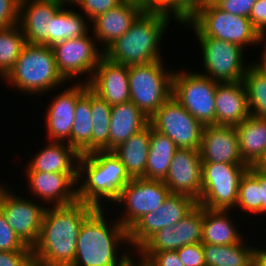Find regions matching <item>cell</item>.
Segmentation results:
<instances>
[{
	"label": "cell",
	"instance_id": "obj_34",
	"mask_svg": "<svg viewBox=\"0 0 266 266\" xmlns=\"http://www.w3.org/2000/svg\"><path fill=\"white\" fill-rule=\"evenodd\" d=\"M92 114V152L109 151V133L112 106L90 90Z\"/></svg>",
	"mask_w": 266,
	"mask_h": 266
},
{
	"label": "cell",
	"instance_id": "obj_45",
	"mask_svg": "<svg viewBox=\"0 0 266 266\" xmlns=\"http://www.w3.org/2000/svg\"><path fill=\"white\" fill-rule=\"evenodd\" d=\"M32 251H0V266H28Z\"/></svg>",
	"mask_w": 266,
	"mask_h": 266
},
{
	"label": "cell",
	"instance_id": "obj_17",
	"mask_svg": "<svg viewBox=\"0 0 266 266\" xmlns=\"http://www.w3.org/2000/svg\"><path fill=\"white\" fill-rule=\"evenodd\" d=\"M88 87L111 106L130 101L128 66L114 63L103 56Z\"/></svg>",
	"mask_w": 266,
	"mask_h": 266
},
{
	"label": "cell",
	"instance_id": "obj_55",
	"mask_svg": "<svg viewBox=\"0 0 266 266\" xmlns=\"http://www.w3.org/2000/svg\"><path fill=\"white\" fill-rule=\"evenodd\" d=\"M28 266H42V265L37 264V263H35L34 261H32Z\"/></svg>",
	"mask_w": 266,
	"mask_h": 266
},
{
	"label": "cell",
	"instance_id": "obj_24",
	"mask_svg": "<svg viewBox=\"0 0 266 266\" xmlns=\"http://www.w3.org/2000/svg\"><path fill=\"white\" fill-rule=\"evenodd\" d=\"M66 143V144H65ZM50 141V144L39 151L29 162L27 172L78 174L80 154L67 142ZM75 166V167H74Z\"/></svg>",
	"mask_w": 266,
	"mask_h": 266
},
{
	"label": "cell",
	"instance_id": "obj_44",
	"mask_svg": "<svg viewBox=\"0 0 266 266\" xmlns=\"http://www.w3.org/2000/svg\"><path fill=\"white\" fill-rule=\"evenodd\" d=\"M19 3L15 0H0V28L18 24Z\"/></svg>",
	"mask_w": 266,
	"mask_h": 266
},
{
	"label": "cell",
	"instance_id": "obj_22",
	"mask_svg": "<svg viewBox=\"0 0 266 266\" xmlns=\"http://www.w3.org/2000/svg\"><path fill=\"white\" fill-rule=\"evenodd\" d=\"M215 111L216 125L237 126L251 115L243 81L217 84Z\"/></svg>",
	"mask_w": 266,
	"mask_h": 266
},
{
	"label": "cell",
	"instance_id": "obj_29",
	"mask_svg": "<svg viewBox=\"0 0 266 266\" xmlns=\"http://www.w3.org/2000/svg\"><path fill=\"white\" fill-rule=\"evenodd\" d=\"M177 150V146L169 137L158 133L151 127L150 150L143 178L163 181Z\"/></svg>",
	"mask_w": 266,
	"mask_h": 266
},
{
	"label": "cell",
	"instance_id": "obj_30",
	"mask_svg": "<svg viewBox=\"0 0 266 266\" xmlns=\"http://www.w3.org/2000/svg\"><path fill=\"white\" fill-rule=\"evenodd\" d=\"M244 244L242 241L234 245L203 243L206 266H253L256 249Z\"/></svg>",
	"mask_w": 266,
	"mask_h": 266
},
{
	"label": "cell",
	"instance_id": "obj_49",
	"mask_svg": "<svg viewBox=\"0 0 266 266\" xmlns=\"http://www.w3.org/2000/svg\"><path fill=\"white\" fill-rule=\"evenodd\" d=\"M174 0H147V10L163 9L165 10Z\"/></svg>",
	"mask_w": 266,
	"mask_h": 266
},
{
	"label": "cell",
	"instance_id": "obj_13",
	"mask_svg": "<svg viewBox=\"0 0 266 266\" xmlns=\"http://www.w3.org/2000/svg\"><path fill=\"white\" fill-rule=\"evenodd\" d=\"M88 34L63 40L52 46L57 69L65 80L89 73L85 81L88 83L100 59L104 56V52L99 51Z\"/></svg>",
	"mask_w": 266,
	"mask_h": 266
},
{
	"label": "cell",
	"instance_id": "obj_16",
	"mask_svg": "<svg viewBox=\"0 0 266 266\" xmlns=\"http://www.w3.org/2000/svg\"><path fill=\"white\" fill-rule=\"evenodd\" d=\"M163 182L171 194H184L198 202L202 192V161L199 150L178 149Z\"/></svg>",
	"mask_w": 266,
	"mask_h": 266
},
{
	"label": "cell",
	"instance_id": "obj_14",
	"mask_svg": "<svg viewBox=\"0 0 266 266\" xmlns=\"http://www.w3.org/2000/svg\"><path fill=\"white\" fill-rule=\"evenodd\" d=\"M197 201L184 194H170L156 211L145 214L129 230V244L138 250L158 230L177 224Z\"/></svg>",
	"mask_w": 266,
	"mask_h": 266
},
{
	"label": "cell",
	"instance_id": "obj_10",
	"mask_svg": "<svg viewBox=\"0 0 266 266\" xmlns=\"http://www.w3.org/2000/svg\"><path fill=\"white\" fill-rule=\"evenodd\" d=\"M149 124L169 137L178 149L199 150L204 126L173 96L149 118Z\"/></svg>",
	"mask_w": 266,
	"mask_h": 266
},
{
	"label": "cell",
	"instance_id": "obj_25",
	"mask_svg": "<svg viewBox=\"0 0 266 266\" xmlns=\"http://www.w3.org/2000/svg\"><path fill=\"white\" fill-rule=\"evenodd\" d=\"M149 124V118L131 101L112 106L109 151L141 131Z\"/></svg>",
	"mask_w": 266,
	"mask_h": 266
},
{
	"label": "cell",
	"instance_id": "obj_47",
	"mask_svg": "<svg viewBox=\"0 0 266 266\" xmlns=\"http://www.w3.org/2000/svg\"><path fill=\"white\" fill-rule=\"evenodd\" d=\"M146 261L151 266H184L177 251L154 252Z\"/></svg>",
	"mask_w": 266,
	"mask_h": 266
},
{
	"label": "cell",
	"instance_id": "obj_7",
	"mask_svg": "<svg viewBox=\"0 0 266 266\" xmlns=\"http://www.w3.org/2000/svg\"><path fill=\"white\" fill-rule=\"evenodd\" d=\"M196 36H206L229 41L243 48L260 42L261 34L248 17L232 15L213 2L200 9L189 21Z\"/></svg>",
	"mask_w": 266,
	"mask_h": 266
},
{
	"label": "cell",
	"instance_id": "obj_27",
	"mask_svg": "<svg viewBox=\"0 0 266 266\" xmlns=\"http://www.w3.org/2000/svg\"><path fill=\"white\" fill-rule=\"evenodd\" d=\"M151 125L133 134L112 151L125 166L129 176L143 178L150 150Z\"/></svg>",
	"mask_w": 266,
	"mask_h": 266
},
{
	"label": "cell",
	"instance_id": "obj_15",
	"mask_svg": "<svg viewBox=\"0 0 266 266\" xmlns=\"http://www.w3.org/2000/svg\"><path fill=\"white\" fill-rule=\"evenodd\" d=\"M0 208L16 235L32 248L38 241L47 208L16 197L5 187L0 190Z\"/></svg>",
	"mask_w": 266,
	"mask_h": 266
},
{
	"label": "cell",
	"instance_id": "obj_11",
	"mask_svg": "<svg viewBox=\"0 0 266 266\" xmlns=\"http://www.w3.org/2000/svg\"><path fill=\"white\" fill-rule=\"evenodd\" d=\"M202 47L206 74L219 83L243 81L247 67L243 62L242 47L216 38L197 36ZM208 73V74H207Z\"/></svg>",
	"mask_w": 266,
	"mask_h": 266
},
{
	"label": "cell",
	"instance_id": "obj_36",
	"mask_svg": "<svg viewBox=\"0 0 266 266\" xmlns=\"http://www.w3.org/2000/svg\"><path fill=\"white\" fill-rule=\"evenodd\" d=\"M203 206L196 205L177 224L172 226L174 251L185 245L202 242Z\"/></svg>",
	"mask_w": 266,
	"mask_h": 266
},
{
	"label": "cell",
	"instance_id": "obj_19",
	"mask_svg": "<svg viewBox=\"0 0 266 266\" xmlns=\"http://www.w3.org/2000/svg\"><path fill=\"white\" fill-rule=\"evenodd\" d=\"M88 83H75L64 92L59 93L48 106L46 114L47 135L52 141L64 142L71 146V130L75 119L77 100L88 89Z\"/></svg>",
	"mask_w": 266,
	"mask_h": 266
},
{
	"label": "cell",
	"instance_id": "obj_26",
	"mask_svg": "<svg viewBox=\"0 0 266 266\" xmlns=\"http://www.w3.org/2000/svg\"><path fill=\"white\" fill-rule=\"evenodd\" d=\"M235 127L243 162L256 166L266 152V118L250 115Z\"/></svg>",
	"mask_w": 266,
	"mask_h": 266
},
{
	"label": "cell",
	"instance_id": "obj_23",
	"mask_svg": "<svg viewBox=\"0 0 266 266\" xmlns=\"http://www.w3.org/2000/svg\"><path fill=\"white\" fill-rule=\"evenodd\" d=\"M145 10L137 4L122 2L91 21L94 22L93 34L98 39L97 41L103 42L104 49H106L116 39L123 36Z\"/></svg>",
	"mask_w": 266,
	"mask_h": 266
},
{
	"label": "cell",
	"instance_id": "obj_33",
	"mask_svg": "<svg viewBox=\"0 0 266 266\" xmlns=\"http://www.w3.org/2000/svg\"><path fill=\"white\" fill-rule=\"evenodd\" d=\"M248 66L243 83L251 116L266 118V72L256 63Z\"/></svg>",
	"mask_w": 266,
	"mask_h": 266
},
{
	"label": "cell",
	"instance_id": "obj_20",
	"mask_svg": "<svg viewBox=\"0 0 266 266\" xmlns=\"http://www.w3.org/2000/svg\"><path fill=\"white\" fill-rule=\"evenodd\" d=\"M199 155L202 162L245 164L239 152L235 126H204Z\"/></svg>",
	"mask_w": 266,
	"mask_h": 266
},
{
	"label": "cell",
	"instance_id": "obj_35",
	"mask_svg": "<svg viewBox=\"0 0 266 266\" xmlns=\"http://www.w3.org/2000/svg\"><path fill=\"white\" fill-rule=\"evenodd\" d=\"M19 27V28H18ZM20 26L0 28V78H5L14 65L26 44ZM22 31V32H21Z\"/></svg>",
	"mask_w": 266,
	"mask_h": 266
},
{
	"label": "cell",
	"instance_id": "obj_9",
	"mask_svg": "<svg viewBox=\"0 0 266 266\" xmlns=\"http://www.w3.org/2000/svg\"><path fill=\"white\" fill-rule=\"evenodd\" d=\"M219 82L201 73L174 72L172 96L203 126L216 125L215 93Z\"/></svg>",
	"mask_w": 266,
	"mask_h": 266
},
{
	"label": "cell",
	"instance_id": "obj_56",
	"mask_svg": "<svg viewBox=\"0 0 266 266\" xmlns=\"http://www.w3.org/2000/svg\"><path fill=\"white\" fill-rule=\"evenodd\" d=\"M75 0H67V3H73Z\"/></svg>",
	"mask_w": 266,
	"mask_h": 266
},
{
	"label": "cell",
	"instance_id": "obj_53",
	"mask_svg": "<svg viewBox=\"0 0 266 266\" xmlns=\"http://www.w3.org/2000/svg\"><path fill=\"white\" fill-rule=\"evenodd\" d=\"M256 167L266 172V152L260 162L256 165Z\"/></svg>",
	"mask_w": 266,
	"mask_h": 266
},
{
	"label": "cell",
	"instance_id": "obj_4",
	"mask_svg": "<svg viewBox=\"0 0 266 266\" xmlns=\"http://www.w3.org/2000/svg\"><path fill=\"white\" fill-rule=\"evenodd\" d=\"M103 214L102 208H96L84 220L71 266H124L130 257L128 252L117 258L119 244L129 243L128 230L119 221L109 227Z\"/></svg>",
	"mask_w": 266,
	"mask_h": 266
},
{
	"label": "cell",
	"instance_id": "obj_48",
	"mask_svg": "<svg viewBox=\"0 0 266 266\" xmlns=\"http://www.w3.org/2000/svg\"><path fill=\"white\" fill-rule=\"evenodd\" d=\"M247 171L258 181L261 188V213L266 212V172L256 166H248Z\"/></svg>",
	"mask_w": 266,
	"mask_h": 266
},
{
	"label": "cell",
	"instance_id": "obj_28",
	"mask_svg": "<svg viewBox=\"0 0 266 266\" xmlns=\"http://www.w3.org/2000/svg\"><path fill=\"white\" fill-rule=\"evenodd\" d=\"M227 210H212L203 207L202 243L234 245L242 241L238 230L228 219ZM230 220V221H229Z\"/></svg>",
	"mask_w": 266,
	"mask_h": 266
},
{
	"label": "cell",
	"instance_id": "obj_18",
	"mask_svg": "<svg viewBox=\"0 0 266 266\" xmlns=\"http://www.w3.org/2000/svg\"><path fill=\"white\" fill-rule=\"evenodd\" d=\"M67 0H25L19 4L18 25L26 43L49 46V19Z\"/></svg>",
	"mask_w": 266,
	"mask_h": 266
},
{
	"label": "cell",
	"instance_id": "obj_52",
	"mask_svg": "<svg viewBox=\"0 0 266 266\" xmlns=\"http://www.w3.org/2000/svg\"><path fill=\"white\" fill-rule=\"evenodd\" d=\"M122 1L137 4L147 10V0H122Z\"/></svg>",
	"mask_w": 266,
	"mask_h": 266
},
{
	"label": "cell",
	"instance_id": "obj_42",
	"mask_svg": "<svg viewBox=\"0 0 266 266\" xmlns=\"http://www.w3.org/2000/svg\"><path fill=\"white\" fill-rule=\"evenodd\" d=\"M176 251L184 266H206L202 242L185 245Z\"/></svg>",
	"mask_w": 266,
	"mask_h": 266
},
{
	"label": "cell",
	"instance_id": "obj_38",
	"mask_svg": "<svg viewBox=\"0 0 266 266\" xmlns=\"http://www.w3.org/2000/svg\"><path fill=\"white\" fill-rule=\"evenodd\" d=\"M163 251H174L172 226L158 230L137 250L143 260H147L154 252Z\"/></svg>",
	"mask_w": 266,
	"mask_h": 266
},
{
	"label": "cell",
	"instance_id": "obj_6",
	"mask_svg": "<svg viewBox=\"0 0 266 266\" xmlns=\"http://www.w3.org/2000/svg\"><path fill=\"white\" fill-rule=\"evenodd\" d=\"M162 60L128 67L130 101L150 118L172 96L173 71Z\"/></svg>",
	"mask_w": 266,
	"mask_h": 266
},
{
	"label": "cell",
	"instance_id": "obj_3",
	"mask_svg": "<svg viewBox=\"0 0 266 266\" xmlns=\"http://www.w3.org/2000/svg\"><path fill=\"white\" fill-rule=\"evenodd\" d=\"M77 163L78 180L86 177L77 188L78 201L95 208H102L101 199L116 202L121 191L132 180L113 151L96 150L82 154Z\"/></svg>",
	"mask_w": 266,
	"mask_h": 266
},
{
	"label": "cell",
	"instance_id": "obj_21",
	"mask_svg": "<svg viewBox=\"0 0 266 266\" xmlns=\"http://www.w3.org/2000/svg\"><path fill=\"white\" fill-rule=\"evenodd\" d=\"M29 188L38 197L53 203V206H64L78 201V174L26 172ZM72 187V188H71Z\"/></svg>",
	"mask_w": 266,
	"mask_h": 266
},
{
	"label": "cell",
	"instance_id": "obj_43",
	"mask_svg": "<svg viewBox=\"0 0 266 266\" xmlns=\"http://www.w3.org/2000/svg\"><path fill=\"white\" fill-rule=\"evenodd\" d=\"M213 3L224 12L249 18L256 0H213Z\"/></svg>",
	"mask_w": 266,
	"mask_h": 266
},
{
	"label": "cell",
	"instance_id": "obj_2",
	"mask_svg": "<svg viewBox=\"0 0 266 266\" xmlns=\"http://www.w3.org/2000/svg\"><path fill=\"white\" fill-rule=\"evenodd\" d=\"M169 18L163 9L145 10L123 36L103 49L104 57L128 67L162 60L158 46Z\"/></svg>",
	"mask_w": 266,
	"mask_h": 266
},
{
	"label": "cell",
	"instance_id": "obj_40",
	"mask_svg": "<svg viewBox=\"0 0 266 266\" xmlns=\"http://www.w3.org/2000/svg\"><path fill=\"white\" fill-rule=\"evenodd\" d=\"M0 251H32L10 227L0 208Z\"/></svg>",
	"mask_w": 266,
	"mask_h": 266
},
{
	"label": "cell",
	"instance_id": "obj_39",
	"mask_svg": "<svg viewBox=\"0 0 266 266\" xmlns=\"http://www.w3.org/2000/svg\"><path fill=\"white\" fill-rule=\"evenodd\" d=\"M211 2L213 0H174L164 11L183 24Z\"/></svg>",
	"mask_w": 266,
	"mask_h": 266
},
{
	"label": "cell",
	"instance_id": "obj_51",
	"mask_svg": "<svg viewBox=\"0 0 266 266\" xmlns=\"http://www.w3.org/2000/svg\"><path fill=\"white\" fill-rule=\"evenodd\" d=\"M124 266H151V265L148 263V261L143 259L140 260V262H138L136 265V263L134 264V259H132V257L131 258L129 257L128 260L125 262Z\"/></svg>",
	"mask_w": 266,
	"mask_h": 266
},
{
	"label": "cell",
	"instance_id": "obj_8",
	"mask_svg": "<svg viewBox=\"0 0 266 266\" xmlns=\"http://www.w3.org/2000/svg\"><path fill=\"white\" fill-rule=\"evenodd\" d=\"M246 164L202 162V192L197 204L212 210L236 207Z\"/></svg>",
	"mask_w": 266,
	"mask_h": 266
},
{
	"label": "cell",
	"instance_id": "obj_54",
	"mask_svg": "<svg viewBox=\"0 0 266 266\" xmlns=\"http://www.w3.org/2000/svg\"><path fill=\"white\" fill-rule=\"evenodd\" d=\"M264 53L262 55V60L260 61V63H256L257 65H259L265 72H266V46H264Z\"/></svg>",
	"mask_w": 266,
	"mask_h": 266
},
{
	"label": "cell",
	"instance_id": "obj_31",
	"mask_svg": "<svg viewBox=\"0 0 266 266\" xmlns=\"http://www.w3.org/2000/svg\"><path fill=\"white\" fill-rule=\"evenodd\" d=\"M92 114L90 89L77 100L75 119L71 130V147L80 155L92 152Z\"/></svg>",
	"mask_w": 266,
	"mask_h": 266
},
{
	"label": "cell",
	"instance_id": "obj_12",
	"mask_svg": "<svg viewBox=\"0 0 266 266\" xmlns=\"http://www.w3.org/2000/svg\"><path fill=\"white\" fill-rule=\"evenodd\" d=\"M171 194L161 180L132 179L121 191L119 204H126L118 221L129 230L145 214L156 211Z\"/></svg>",
	"mask_w": 266,
	"mask_h": 266
},
{
	"label": "cell",
	"instance_id": "obj_1",
	"mask_svg": "<svg viewBox=\"0 0 266 266\" xmlns=\"http://www.w3.org/2000/svg\"><path fill=\"white\" fill-rule=\"evenodd\" d=\"M95 209L80 201L47 208L38 241L32 247L33 261L42 266H71L80 228Z\"/></svg>",
	"mask_w": 266,
	"mask_h": 266
},
{
	"label": "cell",
	"instance_id": "obj_46",
	"mask_svg": "<svg viewBox=\"0 0 266 266\" xmlns=\"http://www.w3.org/2000/svg\"><path fill=\"white\" fill-rule=\"evenodd\" d=\"M249 19L261 34L260 42H263L266 36V0H256L255 5L251 9Z\"/></svg>",
	"mask_w": 266,
	"mask_h": 266
},
{
	"label": "cell",
	"instance_id": "obj_50",
	"mask_svg": "<svg viewBox=\"0 0 266 266\" xmlns=\"http://www.w3.org/2000/svg\"><path fill=\"white\" fill-rule=\"evenodd\" d=\"M253 266H266V249H257L253 258Z\"/></svg>",
	"mask_w": 266,
	"mask_h": 266
},
{
	"label": "cell",
	"instance_id": "obj_37",
	"mask_svg": "<svg viewBox=\"0 0 266 266\" xmlns=\"http://www.w3.org/2000/svg\"><path fill=\"white\" fill-rule=\"evenodd\" d=\"M238 206L249 213H261V188L258 181L248 171L240 180L236 207Z\"/></svg>",
	"mask_w": 266,
	"mask_h": 266
},
{
	"label": "cell",
	"instance_id": "obj_57",
	"mask_svg": "<svg viewBox=\"0 0 266 266\" xmlns=\"http://www.w3.org/2000/svg\"><path fill=\"white\" fill-rule=\"evenodd\" d=\"M15 1H17L20 4V3L24 2L25 0H15Z\"/></svg>",
	"mask_w": 266,
	"mask_h": 266
},
{
	"label": "cell",
	"instance_id": "obj_41",
	"mask_svg": "<svg viewBox=\"0 0 266 266\" xmlns=\"http://www.w3.org/2000/svg\"><path fill=\"white\" fill-rule=\"evenodd\" d=\"M122 2V0H75L72 4L80 5L82 11L92 21L98 15L117 7Z\"/></svg>",
	"mask_w": 266,
	"mask_h": 266
},
{
	"label": "cell",
	"instance_id": "obj_32",
	"mask_svg": "<svg viewBox=\"0 0 266 266\" xmlns=\"http://www.w3.org/2000/svg\"><path fill=\"white\" fill-rule=\"evenodd\" d=\"M64 8L65 5L49 19V46L88 33L85 17L73 9L69 10Z\"/></svg>",
	"mask_w": 266,
	"mask_h": 266
},
{
	"label": "cell",
	"instance_id": "obj_5",
	"mask_svg": "<svg viewBox=\"0 0 266 266\" xmlns=\"http://www.w3.org/2000/svg\"><path fill=\"white\" fill-rule=\"evenodd\" d=\"M28 94H39L66 80L59 73L52 46L26 43L4 80ZM14 84V85H13Z\"/></svg>",
	"mask_w": 266,
	"mask_h": 266
}]
</instances>
